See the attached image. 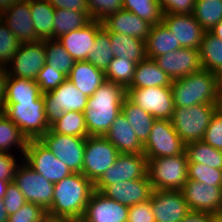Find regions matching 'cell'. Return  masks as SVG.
Returning a JSON list of instances; mask_svg holds the SVG:
<instances>
[{"label": "cell", "instance_id": "6da1fadb", "mask_svg": "<svg viewBox=\"0 0 222 222\" xmlns=\"http://www.w3.org/2000/svg\"><path fill=\"white\" fill-rule=\"evenodd\" d=\"M127 90L115 82L105 81L88 97L83 114L88 136H104L120 114Z\"/></svg>", "mask_w": 222, "mask_h": 222}, {"label": "cell", "instance_id": "7a4b0ae2", "mask_svg": "<svg viewBox=\"0 0 222 222\" xmlns=\"http://www.w3.org/2000/svg\"><path fill=\"white\" fill-rule=\"evenodd\" d=\"M94 191V184L82 173H72L54 184L52 204L47 211L53 215L81 220Z\"/></svg>", "mask_w": 222, "mask_h": 222}, {"label": "cell", "instance_id": "3957f363", "mask_svg": "<svg viewBox=\"0 0 222 222\" xmlns=\"http://www.w3.org/2000/svg\"><path fill=\"white\" fill-rule=\"evenodd\" d=\"M170 87L174 107L217 104L222 93L218 74L205 69L172 80Z\"/></svg>", "mask_w": 222, "mask_h": 222}, {"label": "cell", "instance_id": "277c9868", "mask_svg": "<svg viewBox=\"0 0 222 222\" xmlns=\"http://www.w3.org/2000/svg\"><path fill=\"white\" fill-rule=\"evenodd\" d=\"M148 160L150 183L153 190H181L188 180L186 152L170 157Z\"/></svg>", "mask_w": 222, "mask_h": 222}, {"label": "cell", "instance_id": "5b68a950", "mask_svg": "<svg viewBox=\"0 0 222 222\" xmlns=\"http://www.w3.org/2000/svg\"><path fill=\"white\" fill-rule=\"evenodd\" d=\"M3 106L4 114L28 140H39L50 129L42 96L37 101H20Z\"/></svg>", "mask_w": 222, "mask_h": 222}, {"label": "cell", "instance_id": "8992f818", "mask_svg": "<svg viewBox=\"0 0 222 222\" xmlns=\"http://www.w3.org/2000/svg\"><path fill=\"white\" fill-rule=\"evenodd\" d=\"M217 111V104H197L174 107L172 125L181 140L187 144L202 141L209 122Z\"/></svg>", "mask_w": 222, "mask_h": 222}, {"label": "cell", "instance_id": "52a82bcc", "mask_svg": "<svg viewBox=\"0 0 222 222\" xmlns=\"http://www.w3.org/2000/svg\"><path fill=\"white\" fill-rule=\"evenodd\" d=\"M119 154L117 148L104 136H88L81 173L94 184L115 163Z\"/></svg>", "mask_w": 222, "mask_h": 222}, {"label": "cell", "instance_id": "ba28073f", "mask_svg": "<svg viewBox=\"0 0 222 222\" xmlns=\"http://www.w3.org/2000/svg\"><path fill=\"white\" fill-rule=\"evenodd\" d=\"M48 124L59 120L64 112H82L87 107L88 96L77 89L68 79L50 92L42 94Z\"/></svg>", "mask_w": 222, "mask_h": 222}, {"label": "cell", "instance_id": "9c48e42d", "mask_svg": "<svg viewBox=\"0 0 222 222\" xmlns=\"http://www.w3.org/2000/svg\"><path fill=\"white\" fill-rule=\"evenodd\" d=\"M20 158L13 182L24 195L26 202L41 206L48 211L53 200L54 183L34 171Z\"/></svg>", "mask_w": 222, "mask_h": 222}, {"label": "cell", "instance_id": "30bf717a", "mask_svg": "<svg viewBox=\"0 0 222 222\" xmlns=\"http://www.w3.org/2000/svg\"><path fill=\"white\" fill-rule=\"evenodd\" d=\"M147 159L176 156L185 152V143L173 128L171 120L156 119L143 145Z\"/></svg>", "mask_w": 222, "mask_h": 222}, {"label": "cell", "instance_id": "8fae6325", "mask_svg": "<svg viewBox=\"0 0 222 222\" xmlns=\"http://www.w3.org/2000/svg\"><path fill=\"white\" fill-rule=\"evenodd\" d=\"M39 141L73 173H81L86 138L62 135L49 129Z\"/></svg>", "mask_w": 222, "mask_h": 222}, {"label": "cell", "instance_id": "7c38bea8", "mask_svg": "<svg viewBox=\"0 0 222 222\" xmlns=\"http://www.w3.org/2000/svg\"><path fill=\"white\" fill-rule=\"evenodd\" d=\"M23 161L54 184L73 173L39 140H28Z\"/></svg>", "mask_w": 222, "mask_h": 222}, {"label": "cell", "instance_id": "4fadbf2b", "mask_svg": "<svg viewBox=\"0 0 222 222\" xmlns=\"http://www.w3.org/2000/svg\"><path fill=\"white\" fill-rule=\"evenodd\" d=\"M46 63L44 40L21 43L10 63L6 66L8 76L36 80Z\"/></svg>", "mask_w": 222, "mask_h": 222}, {"label": "cell", "instance_id": "5bb4252c", "mask_svg": "<svg viewBox=\"0 0 222 222\" xmlns=\"http://www.w3.org/2000/svg\"><path fill=\"white\" fill-rule=\"evenodd\" d=\"M127 97L156 119H172L174 101L171 87L127 88Z\"/></svg>", "mask_w": 222, "mask_h": 222}, {"label": "cell", "instance_id": "9a60e30c", "mask_svg": "<svg viewBox=\"0 0 222 222\" xmlns=\"http://www.w3.org/2000/svg\"><path fill=\"white\" fill-rule=\"evenodd\" d=\"M148 160L144 154L120 153L115 163L94 183V185H111L119 181L145 178Z\"/></svg>", "mask_w": 222, "mask_h": 222}, {"label": "cell", "instance_id": "2e32d148", "mask_svg": "<svg viewBox=\"0 0 222 222\" xmlns=\"http://www.w3.org/2000/svg\"><path fill=\"white\" fill-rule=\"evenodd\" d=\"M94 190L121 204L132 206L150 199L153 188L148 175L111 185H94Z\"/></svg>", "mask_w": 222, "mask_h": 222}, {"label": "cell", "instance_id": "e0dca14e", "mask_svg": "<svg viewBox=\"0 0 222 222\" xmlns=\"http://www.w3.org/2000/svg\"><path fill=\"white\" fill-rule=\"evenodd\" d=\"M157 66L171 80L188 76L203 69L199 50L195 48H179L154 58Z\"/></svg>", "mask_w": 222, "mask_h": 222}, {"label": "cell", "instance_id": "ac0fdd59", "mask_svg": "<svg viewBox=\"0 0 222 222\" xmlns=\"http://www.w3.org/2000/svg\"><path fill=\"white\" fill-rule=\"evenodd\" d=\"M181 192L190 211L213 214L222 210V186L187 180Z\"/></svg>", "mask_w": 222, "mask_h": 222}, {"label": "cell", "instance_id": "d6986e66", "mask_svg": "<svg viewBox=\"0 0 222 222\" xmlns=\"http://www.w3.org/2000/svg\"><path fill=\"white\" fill-rule=\"evenodd\" d=\"M150 201L155 222H180L190 212L181 190H153Z\"/></svg>", "mask_w": 222, "mask_h": 222}, {"label": "cell", "instance_id": "ffe728a7", "mask_svg": "<svg viewBox=\"0 0 222 222\" xmlns=\"http://www.w3.org/2000/svg\"><path fill=\"white\" fill-rule=\"evenodd\" d=\"M1 20L20 43L40 41L33 26L30 0H21L0 13Z\"/></svg>", "mask_w": 222, "mask_h": 222}, {"label": "cell", "instance_id": "44dd1931", "mask_svg": "<svg viewBox=\"0 0 222 222\" xmlns=\"http://www.w3.org/2000/svg\"><path fill=\"white\" fill-rule=\"evenodd\" d=\"M162 23L169 29L182 48H195L199 50L203 35L206 32L198 23L193 14L165 13Z\"/></svg>", "mask_w": 222, "mask_h": 222}, {"label": "cell", "instance_id": "7402d4cb", "mask_svg": "<svg viewBox=\"0 0 222 222\" xmlns=\"http://www.w3.org/2000/svg\"><path fill=\"white\" fill-rule=\"evenodd\" d=\"M129 206L94 190L81 220L83 222H128Z\"/></svg>", "mask_w": 222, "mask_h": 222}, {"label": "cell", "instance_id": "603a6c76", "mask_svg": "<svg viewBox=\"0 0 222 222\" xmlns=\"http://www.w3.org/2000/svg\"><path fill=\"white\" fill-rule=\"evenodd\" d=\"M102 27L101 21L92 20L83 28L61 35L57 41L75 61L86 60Z\"/></svg>", "mask_w": 222, "mask_h": 222}, {"label": "cell", "instance_id": "cb8c5ba5", "mask_svg": "<svg viewBox=\"0 0 222 222\" xmlns=\"http://www.w3.org/2000/svg\"><path fill=\"white\" fill-rule=\"evenodd\" d=\"M101 22L103 27L109 32L125 34L143 41H146L152 26L136 14L126 10L110 14Z\"/></svg>", "mask_w": 222, "mask_h": 222}, {"label": "cell", "instance_id": "d4e9b609", "mask_svg": "<svg viewBox=\"0 0 222 222\" xmlns=\"http://www.w3.org/2000/svg\"><path fill=\"white\" fill-rule=\"evenodd\" d=\"M104 137L110 141L120 153L143 154L144 148L131 128L125 115L120 114L114 119Z\"/></svg>", "mask_w": 222, "mask_h": 222}, {"label": "cell", "instance_id": "484cf974", "mask_svg": "<svg viewBox=\"0 0 222 222\" xmlns=\"http://www.w3.org/2000/svg\"><path fill=\"white\" fill-rule=\"evenodd\" d=\"M67 77L77 89L88 97L92 96L106 81L104 71L96 68L86 60L75 61Z\"/></svg>", "mask_w": 222, "mask_h": 222}, {"label": "cell", "instance_id": "4316f807", "mask_svg": "<svg viewBox=\"0 0 222 222\" xmlns=\"http://www.w3.org/2000/svg\"><path fill=\"white\" fill-rule=\"evenodd\" d=\"M171 83V78L157 66L154 59L146 57L137 64L128 88L170 87Z\"/></svg>", "mask_w": 222, "mask_h": 222}, {"label": "cell", "instance_id": "83f0119b", "mask_svg": "<svg viewBox=\"0 0 222 222\" xmlns=\"http://www.w3.org/2000/svg\"><path fill=\"white\" fill-rule=\"evenodd\" d=\"M145 47L146 56L151 59L181 48L174 34L163 23L151 26Z\"/></svg>", "mask_w": 222, "mask_h": 222}, {"label": "cell", "instance_id": "f1b7e54d", "mask_svg": "<svg viewBox=\"0 0 222 222\" xmlns=\"http://www.w3.org/2000/svg\"><path fill=\"white\" fill-rule=\"evenodd\" d=\"M121 112L127 118L131 128L134 129L137 139L142 145H144L148 140L156 118H154L149 112L142 110L127 96L122 103Z\"/></svg>", "mask_w": 222, "mask_h": 222}, {"label": "cell", "instance_id": "f546056e", "mask_svg": "<svg viewBox=\"0 0 222 222\" xmlns=\"http://www.w3.org/2000/svg\"><path fill=\"white\" fill-rule=\"evenodd\" d=\"M110 41L116 58L129 59L138 64L147 57L145 41L139 38L110 32Z\"/></svg>", "mask_w": 222, "mask_h": 222}, {"label": "cell", "instance_id": "4dcf8cb0", "mask_svg": "<svg viewBox=\"0 0 222 222\" xmlns=\"http://www.w3.org/2000/svg\"><path fill=\"white\" fill-rule=\"evenodd\" d=\"M41 96L39 86L34 80L8 76L3 104L37 101Z\"/></svg>", "mask_w": 222, "mask_h": 222}, {"label": "cell", "instance_id": "1f68e13d", "mask_svg": "<svg viewBox=\"0 0 222 222\" xmlns=\"http://www.w3.org/2000/svg\"><path fill=\"white\" fill-rule=\"evenodd\" d=\"M31 17L40 40L53 39L55 8L47 0H30Z\"/></svg>", "mask_w": 222, "mask_h": 222}, {"label": "cell", "instance_id": "d6a6232c", "mask_svg": "<svg viewBox=\"0 0 222 222\" xmlns=\"http://www.w3.org/2000/svg\"><path fill=\"white\" fill-rule=\"evenodd\" d=\"M202 67L213 73L222 72V40L216 38L210 32H205L199 47Z\"/></svg>", "mask_w": 222, "mask_h": 222}, {"label": "cell", "instance_id": "836d02e7", "mask_svg": "<svg viewBox=\"0 0 222 222\" xmlns=\"http://www.w3.org/2000/svg\"><path fill=\"white\" fill-rule=\"evenodd\" d=\"M28 139L21 133L20 128L5 114L0 118V152L13 154V147L24 156Z\"/></svg>", "mask_w": 222, "mask_h": 222}, {"label": "cell", "instance_id": "e575fe53", "mask_svg": "<svg viewBox=\"0 0 222 222\" xmlns=\"http://www.w3.org/2000/svg\"><path fill=\"white\" fill-rule=\"evenodd\" d=\"M91 21V17L87 13L66 9H55L53 39H57L70 31L83 28Z\"/></svg>", "mask_w": 222, "mask_h": 222}, {"label": "cell", "instance_id": "d590c367", "mask_svg": "<svg viewBox=\"0 0 222 222\" xmlns=\"http://www.w3.org/2000/svg\"><path fill=\"white\" fill-rule=\"evenodd\" d=\"M185 152L188 163H201L222 170V151L203 141H192L185 144Z\"/></svg>", "mask_w": 222, "mask_h": 222}, {"label": "cell", "instance_id": "8d00e7d4", "mask_svg": "<svg viewBox=\"0 0 222 222\" xmlns=\"http://www.w3.org/2000/svg\"><path fill=\"white\" fill-rule=\"evenodd\" d=\"M113 58L110 32L102 27L96 36L90 53L87 55L86 61L105 72Z\"/></svg>", "mask_w": 222, "mask_h": 222}, {"label": "cell", "instance_id": "74e56055", "mask_svg": "<svg viewBox=\"0 0 222 222\" xmlns=\"http://www.w3.org/2000/svg\"><path fill=\"white\" fill-rule=\"evenodd\" d=\"M50 129L62 135L88 137L84 114L79 111L64 112L63 116L50 126Z\"/></svg>", "mask_w": 222, "mask_h": 222}, {"label": "cell", "instance_id": "f35d334b", "mask_svg": "<svg viewBox=\"0 0 222 222\" xmlns=\"http://www.w3.org/2000/svg\"><path fill=\"white\" fill-rule=\"evenodd\" d=\"M193 16L206 32L222 20L221 0H195Z\"/></svg>", "mask_w": 222, "mask_h": 222}, {"label": "cell", "instance_id": "ab89813d", "mask_svg": "<svg viewBox=\"0 0 222 222\" xmlns=\"http://www.w3.org/2000/svg\"><path fill=\"white\" fill-rule=\"evenodd\" d=\"M123 10L136 14L152 26L162 23L163 11L157 0H123Z\"/></svg>", "mask_w": 222, "mask_h": 222}, {"label": "cell", "instance_id": "60d3db41", "mask_svg": "<svg viewBox=\"0 0 222 222\" xmlns=\"http://www.w3.org/2000/svg\"><path fill=\"white\" fill-rule=\"evenodd\" d=\"M44 46L46 50V63L68 76L75 62L72 56L57 39L44 40Z\"/></svg>", "mask_w": 222, "mask_h": 222}, {"label": "cell", "instance_id": "b9f144b4", "mask_svg": "<svg viewBox=\"0 0 222 222\" xmlns=\"http://www.w3.org/2000/svg\"><path fill=\"white\" fill-rule=\"evenodd\" d=\"M137 63L129 60L114 57L106 69V81L115 82L127 89L133 80Z\"/></svg>", "mask_w": 222, "mask_h": 222}, {"label": "cell", "instance_id": "7bdbcfd3", "mask_svg": "<svg viewBox=\"0 0 222 222\" xmlns=\"http://www.w3.org/2000/svg\"><path fill=\"white\" fill-rule=\"evenodd\" d=\"M188 180L212 186H222V170L201 163H188Z\"/></svg>", "mask_w": 222, "mask_h": 222}, {"label": "cell", "instance_id": "ee69618b", "mask_svg": "<svg viewBox=\"0 0 222 222\" xmlns=\"http://www.w3.org/2000/svg\"><path fill=\"white\" fill-rule=\"evenodd\" d=\"M20 42L0 18V65L6 67L20 46Z\"/></svg>", "mask_w": 222, "mask_h": 222}, {"label": "cell", "instance_id": "f6af8a7d", "mask_svg": "<svg viewBox=\"0 0 222 222\" xmlns=\"http://www.w3.org/2000/svg\"><path fill=\"white\" fill-rule=\"evenodd\" d=\"M91 20L103 21L110 14L123 10V0H86Z\"/></svg>", "mask_w": 222, "mask_h": 222}, {"label": "cell", "instance_id": "bcb514c9", "mask_svg": "<svg viewBox=\"0 0 222 222\" xmlns=\"http://www.w3.org/2000/svg\"><path fill=\"white\" fill-rule=\"evenodd\" d=\"M67 78V75L59 71V69L50 67V65L45 63L38 73L35 82L38 84L39 89L43 94L58 88L61 83L67 80Z\"/></svg>", "mask_w": 222, "mask_h": 222}, {"label": "cell", "instance_id": "7dc6e473", "mask_svg": "<svg viewBox=\"0 0 222 222\" xmlns=\"http://www.w3.org/2000/svg\"><path fill=\"white\" fill-rule=\"evenodd\" d=\"M46 212L41 206L26 202L14 214L8 216L7 222H42Z\"/></svg>", "mask_w": 222, "mask_h": 222}, {"label": "cell", "instance_id": "c3c4849f", "mask_svg": "<svg viewBox=\"0 0 222 222\" xmlns=\"http://www.w3.org/2000/svg\"><path fill=\"white\" fill-rule=\"evenodd\" d=\"M202 141L222 151V115L218 110L212 116Z\"/></svg>", "mask_w": 222, "mask_h": 222}, {"label": "cell", "instance_id": "681fc988", "mask_svg": "<svg viewBox=\"0 0 222 222\" xmlns=\"http://www.w3.org/2000/svg\"><path fill=\"white\" fill-rule=\"evenodd\" d=\"M2 200L8 216L14 214L26 203L24 195L13 181L7 184L6 193Z\"/></svg>", "mask_w": 222, "mask_h": 222}, {"label": "cell", "instance_id": "f907efd6", "mask_svg": "<svg viewBox=\"0 0 222 222\" xmlns=\"http://www.w3.org/2000/svg\"><path fill=\"white\" fill-rule=\"evenodd\" d=\"M128 222H155L150 199L129 206Z\"/></svg>", "mask_w": 222, "mask_h": 222}, {"label": "cell", "instance_id": "816d5d0a", "mask_svg": "<svg viewBox=\"0 0 222 222\" xmlns=\"http://www.w3.org/2000/svg\"><path fill=\"white\" fill-rule=\"evenodd\" d=\"M163 14H193L195 0H157Z\"/></svg>", "mask_w": 222, "mask_h": 222}, {"label": "cell", "instance_id": "f5cc1de1", "mask_svg": "<svg viewBox=\"0 0 222 222\" xmlns=\"http://www.w3.org/2000/svg\"><path fill=\"white\" fill-rule=\"evenodd\" d=\"M15 156V154L0 152V180L13 181L15 171L20 164L19 158Z\"/></svg>", "mask_w": 222, "mask_h": 222}, {"label": "cell", "instance_id": "db71d44e", "mask_svg": "<svg viewBox=\"0 0 222 222\" xmlns=\"http://www.w3.org/2000/svg\"><path fill=\"white\" fill-rule=\"evenodd\" d=\"M55 9H66L87 13L89 10L86 0H47Z\"/></svg>", "mask_w": 222, "mask_h": 222}, {"label": "cell", "instance_id": "11a10c76", "mask_svg": "<svg viewBox=\"0 0 222 222\" xmlns=\"http://www.w3.org/2000/svg\"><path fill=\"white\" fill-rule=\"evenodd\" d=\"M180 222H213L212 214L190 211Z\"/></svg>", "mask_w": 222, "mask_h": 222}, {"label": "cell", "instance_id": "9f6ffc18", "mask_svg": "<svg viewBox=\"0 0 222 222\" xmlns=\"http://www.w3.org/2000/svg\"><path fill=\"white\" fill-rule=\"evenodd\" d=\"M8 74L6 67L0 65V103L3 104Z\"/></svg>", "mask_w": 222, "mask_h": 222}, {"label": "cell", "instance_id": "6f0895ef", "mask_svg": "<svg viewBox=\"0 0 222 222\" xmlns=\"http://www.w3.org/2000/svg\"><path fill=\"white\" fill-rule=\"evenodd\" d=\"M77 220L68 216L53 215L48 212L44 214L42 222H76Z\"/></svg>", "mask_w": 222, "mask_h": 222}, {"label": "cell", "instance_id": "680465c9", "mask_svg": "<svg viewBox=\"0 0 222 222\" xmlns=\"http://www.w3.org/2000/svg\"><path fill=\"white\" fill-rule=\"evenodd\" d=\"M210 33L222 40V20L211 29Z\"/></svg>", "mask_w": 222, "mask_h": 222}, {"label": "cell", "instance_id": "91938a15", "mask_svg": "<svg viewBox=\"0 0 222 222\" xmlns=\"http://www.w3.org/2000/svg\"><path fill=\"white\" fill-rule=\"evenodd\" d=\"M8 221V214L6 212L3 200H0V222H7Z\"/></svg>", "mask_w": 222, "mask_h": 222}, {"label": "cell", "instance_id": "94428289", "mask_svg": "<svg viewBox=\"0 0 222 222\" xmlns=\"http://www.w3.org/2000/svg\"><path fill=\"white\" fill-rule=\"evenodd\" d=\"M21 0H0V13L8 8L9 6L13 5L14 3H17Z\"/></svg>", "mask_w": 222, "mask_h": 222}, {"label": "cell", "instance_id": "6125c7cd", "mask_svg": "<svg viewBox=\"0 0 222 222\" xmlns=\"http://www.w3.org/2000/svg\"><path fill=\"white\" fill-rule=\"evenodd\" d=\"M9 181L0 180V200L3 199L6 193L7 184Z\"/></svg>", "mask_w": 222, "mask_h": 222}, {"label": "cell", "instance_id": "be15d7a7", "mask_svg": "<svg viewBox=\"0 0 222 222\" xmlns=\"http://www.w3.org/2000/svg\"><path fill=\"white\" fill-rule=\"evenodd\" d=\"M212 221L222 222V210H219L218 212L212 214Z\"/></svg>", "mask_w": 222, "mask_h": 222}, {"label": "cell", "instance_id": "e7e4bbea", "mask_svg": "<svg viewBox=\"0 0 222 222\" xmlns=\"http://www.w3.org/2000/svg\"><path fill=\"white\" fill-rule=\"evenodd\" d=\"M217 110L220 112L222 115V93L220 95L219 101L217 102Z\"/></svg>", "mask_w": 222, "mask_h": 222}, {"label": "cell", "instance_id": "03108f58", "mask_svg": "<svg viewBox=\"0 0 222 222\" xmlns=\"http://www.w3.org/2000/svg\"><path fill=\"white\" fill-rule=\"evenodd\" d=\"M218 78H219V86L222 91V72L218 75Z\"/></svg>", "mask_w": 222, "mask_h": 222}, {"label": "cell", "instance_id": "003e7915", "mask_svg": "<svg viewBox=\"0 0 222 222\" xmlns=\"http://www.w3.org/2000/svg\"><path fill=\"white\" fill-rule=\"evenodd\" d=\"M4 115V106L0 103V118Z\"/></svg>", "mask_w": 222, "mask_h": 222}]
</instances>
